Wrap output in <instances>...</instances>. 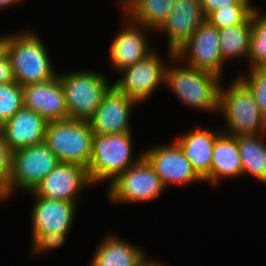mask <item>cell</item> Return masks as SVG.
Listing matches in <instances>:
<instances>
[{
  "instance_id": "cell-1",
  "label": "cell",
  "mask_w": 266,
  "mask_h": 266,
  "mask_svg": "<svg viewBox=\"0 0 266 266\" xmlns=\"http://www.w3.org/2000/svg\"><path fill=\"white\" fill-rule=\"evenodd\" d=\"M1 46L9 55L14 81L21 87L50 80L58 74L43 40L30 28L4 34Z\"/></svg>"
},
{
  "instance_id": "cell-2",
  "label": "cell",
  "mask_w": 266,
  "mask_h": 266,
  "mask_svg": "<svg viewBox=\"0 0 266 266\" xmlns=\"http://www.w3.org/2000/svg\"><path fill=\"white\" fill-rule=\"evenodd\" d=\"M170 63L165 74L166 88L169 87L192 110L218 113L219 88L223 79L213 73L182 65L175 56Z\"/></svg>"
},
{
  "instance_id": "cell-3",
  "label": "cell",
  "mask_w": 266,
  "mask_h": 266,
  "mask_svg": "<svg viewBox=\"0 0 266 266\" xmlns=\"http://www.w3.org/2000/svg\"><path fill=\"white\" fill-rule=\"evenodd\" d=\"M132 133L93 135L92 155L87 166V173L94 186L108 182L110 185L143 157V151L137 154L136 157L133 155Z\"/></svg>"
},
{
  "instance_id": "cell-4",
  "label": "cell",
  "mask_w": 266,
  "mask_h": 266,
  "mask_svg": "<svg viewBox=\"0 0 266 266\" xmlns=\"http://www.w3.org/2000/svg\"><path fill=\"white\" fill-rule=\"evenodd\" d=\"M218 113L226 124V131L231 136H249L266 133V120L255 102L248 87L235 77L227 84L220 85Z\"/></svg>"
},
{
  "instance_id": "cell-5",
  "label": "cell",
  "mask_w": 266,
  "mask_h": 266,
  "mask_svg": "<svg viewBox=\"0 0 266 266\" xmlns=\"http://www.w3.org/2000/svg\"><path fill=\"white\" fill-rule=\"evenodd\" d=\"M64 88L68 118L88 121L96 112L103 96L113 85L104 73L96 70L58 72Z\"/></svg>"
},
{
  "instance_id": "cell-6",
  "label": "cell",
  "mask_w": 266,
  "mask_h": 266,
  "mask_svg": "<svg viewBox=\"0 0 266 266\" xmlns=\"http://www.w3.org/2000/svg\"><path fill=\"white\" fill-rule=\"evenodd\" d=\"M93 135L89 121L65 118L48 122L44 141L60 163L78 164L87 169Z\"/></svg>"
},
{
  "instance_id": "cell-7",
  "label": "cell",
  "mask_w": 266,
  "mask_h": 266,
  "mask_svg": "<svg viewBox=\"0 0 266 266\" xmlns=\"http://www.w3.org/2000/svg\"><path fill=\"white\" fill-rule=\"evenodd\" d=\"M157 49L147 57L131 67L121 70L113 85L127 97L134 99L138 104L144 103L154 94L157 88L165 85V74L168 62L175 53L167 49L169 59H163ZM166 61V62H165Z\"/></svg>"
},
{
  "instance_id": "cell-8",
  "label": "cell",
  "mask_w": 266,
  "mask_h": 266,
  "mask_svg": "<svg viewBox=\"0 0 266 266\" xmlns=\"http://www.w3.org/2000/svg\"><path fill=\"white\" fill-rule=\"evenodd\" d=\"M107 198L111 203L134 204L151 202L166 190L159 176L142 157L107 186Z\"/></svg>"
},
{
  "instance_id": "cell-9",
  "label": "cell",
  "mask_w": 266,
  "mask_h": 266,
  "mask_svg": "<svg viewBox=\"0 0 266 266\" xmlns=\"http://www.w3.org/2000/svg\"><path fill=\"white\" fill-rule=\"evenodd\" d=\"M58 164L56 155L45 141L13 151L9 199L19 190L23 193L33 191Z\"/></svg>"
},
{
  "instance_id": "cell-10",
  "label": "cell",
  "mask_w": 266,
  "mask_h": 266,
  "mask_svg": "<svg viewBox=\"0 0 266 266\" xmlns=\"http://www.w3.org/2000/svg\"><path fill=\"white\" fill-rule=\"evenodd\" d=\"M175 57L187 66L223 78L225 63L221 56L218 29L207 20L175 52Z\"/></svg>"
},
{
  "instance_id": "cell-11",
  "label": "cell",
  "mask_w": 266,
  "mask_h": 266,
  "mask_svg": "<svg viewBox=\"0 0 266 266\" xmlns=\"http://www.w3.org/2000/svg\"><path fill=\"white\" fill-rule=\"evenodd\" d=\"M143 157L152 166L165 189L171 185L204 182L193 170L183 151L173 140L143 149Z\"/></svg>"
},
{
  "instance_id": "cell-12",
  "label": "cell",
  "mask_w": 266,
  "mask_h": 266,
  "mask_svg": "<svg viewBox=\"0 0 266 266\" xmlns=\"http://www.w3.org/2000/svg\"><path fill=\"white\" fill-rule=\"evenodd\" d=\"M122 15L124 16L123 28L116 33L108 50V60L118 74L121 70L144 59L156 49L149 44L147 38V34L152 31L132 21L125 14Z\"/></svg>"
},
{
  "instance_id": "cell-13",
  "label": "cell",
  "mask_w": 266,
  "mask_h": 266,
  "mask_svg": "<svg viewBox=\"0 0 266 266\" xmlns=\"http://www.w3.org/2000/svg\"><path fill=\"white\" fill-rule=\"evenodd\" d=\"M92 186L86 168L78 164L59 162L33 192L38 197L77 202L82 196L81 192Z\"/></svg>"
},
{
  "instance_id": "cell-14",
  "label": "cell",
  "mask_w": 266,
  "mask_h": 266,
  "mask_svg": "<svg viewBox=\"0 0 266 266\" xmlns=\"http://www.w3.org/2000/svg\"><path fill=\"white\" fill-rule=\"evenodd\" d=\"M139 105L112 85L88 120L94 134L112 135L131 131V112ZM133 109V110H132Z\"/></svg>"
},
{
  "instance_id": "cell-15",
  "label": "cell",
  "mask_w": 266,
  "mask_h": 266,
  "mask_svg": "<svg viewBox=\"0 0 266 266\" xmlns=\"http://www.w3.org/2000/svg\"><path fill=\"white\" fill-rule=\"evenodd\" d=\"M27 193L35 201L31 209L32 234L70 233L75 223L77 202L38 197L33 191Z\"/></svg>"
},
{
  "instance_id": "cell-16",
  "label": "cell",
  "mask_w": 266,
  "mask_h": 266,
  "mask_svg": "<svg viewBox=\"0 0 266 266\" xmlns=\"http://www.w3.org/2000/svg\"><path fill=\"white\" fill-rule=\"evenodd\" d=\"M23 106L49 121L68 118L64 88L58 74L47 81L22 87Z\"/></svg>"
},
{
  "instance_id": "cell-17",
  "label": "cell",
  "mask_w": 266,
  "mask_h": 266,
  "mask_svg": "<svg viewBox=\"0 0 266 266\" xmlns=\"http://www.w3.org/2000/svg\"><path fill=\"white\" fill-rule=\"evenodd\" d=\"M205 20L199 0H176L158 33L165 34L168 50L175 53Z\"/></svg>"
},
{
  "instance_id": "cell-18",
  "label": "cell",
  "mask_w": 266,
  "mask_h": 266,
  "mask_svg": "<svg viewBox=\"0 0 266 266\" xmlns=\"http://www.w3.org/2000/svg\"><path fill=\"white\" fill-rule=\"evenodd\" d=\"M222 133L206 126H196L185 131L174 140L183 151L193 170L205 182L210 184L212 151L216 138Z\"/></svg>"
},
{
  "instance_id": "cell-19",
  "label": "cell",
  "mask_w": 266,
  "mask_h": 266,
  "mask_svg": "<svg viewBox=\"0 0 266 266\" xmlns=\"http://www.w3.org/2000/svg\"><path fill=\"white\" fill-rule=\"evenodd\" d=\"M47 125L45 118L23 106L4 123L3 137L13 152L44 141Z\"/></svg>"
},
{
  "instance_id": "cell-20",
  "label": "cell",
  "mask_w": 266,
  "mask_h": 266,
  "mask_svg": "<svg viewBox=\"0 0 266 266\" xmlns=\"http://www.w3.org/2000/svg\"><path fill=\"white\" fill-rule=\"evenodd\" d=\"M118 236L107 233L94 251L88 266H136L147 252Z\"/></svg>"
},
{
  "instance_id": "cell-21",
  "label": "cell",
  "mask_w": 266,
  "mask_h": 266,
  "mask_svg": "<svg viewBox=\"0 0 266 266\" xmlns=\"http://www.w3.org/2000/svg\"><path fill=\"white\" fill-rule=\"evenodd\" d=\"M243 176L237 137L222 132L215 140L210 168V185L218 186L223 179ZM222 179V180H221Z\"/></svg>"
},
{
  "instance_id": "cell-22",
  "label": "cell",
  "mask_w": 266,
  "mask_h": 266,
  "mask_svg": "<svg viewBox=\"0 0 266 266\" xmlns=\"http://www.w3.org/2000/svg\"><path fill=\"white\" fill-rule=\"evenodd\" d=\"M176 0H131L121 11L129 19L157 33L166 23Z\"/></svg>"
},
{
  "instance_id": "cell-23",
  "label": "cell",
  "mask_w": 266,
  "mask_h": 266,
  "mask_svg": "<svg viewBox=\"0 0 266 266\" xmlns=\"http://www.w3.org/2000/svg\"><path fill=\"white\" fill-rule=\"evenodd\" d=\"M266 133L238 136L237 144L243 168V176H253L266 184Z\"/></svg>"
},
{
  "instance_id": "cell-24",
  "label": "cell",
  "mask_w": 266,
  "mask_h": 266,
  "mask_svg": "<svg viewBox=\"0 0 266 266\" xmlns=\"http://www.w3.org/2000/svg\"><path fill=\"white\" fill-rule=\"evenodd\" d=\"M251 32L252 15L243 24L218 30L221 56L224 63L240 58L247 60L250 50Z\"/></svg>"
},
{
  "instance_id": "cell-25",
  "label": "cell",
  "mask_w": 266,
  "mask_h": 266,
  "mask_svg": "<svg viewBox=\"0 0 266 266\" xmlns=\"http://www.w3.org/2000/svg\"><path fill=\"white\" fill-rule=\"evenodd\" d=\"M248 69L266 68V12L255 7L252 12L250 50L247 57Z\"/></svg>"
},
{
  "instance_id": "cell-26",
  "label": "cell",
  "mask_w": 266,
  "mask_h": 266,
  "mask_svg": "<svg viewBox=\"0 0 266 266\" xmlns=\"http://www.w3.org/2000/svg\"><path fill=\"white\" fill-rule=\"evenodd\" d=\"M252 4L253 2H236L211 12L206 20L218 30L243 24L251 17L255 9Z\"/></svg>"
},
{
  "instance_id": "cell-27",
  "label": "cell",
  "mask_w": 266,
  "mask_h": 266,
  "mask_svg": "<svg viewBox=\"0 0 266 266\" xmlns=\"http://www.w3.org/2000/svg\"><path fill=\"white\" fill-rule=\"evenodd\" d=\"M247 71V75L241 71L237 76L253 94L261 115L266 120V68H250Z\"/></svg>"
},
{
  "instance_id": "cell-28",
  "label": "cell",
  "mask_w": 266,
  "mask_h": 266,
  "mask_svg": "<svg viewBox=\"0 0 266 266\" xmlns=\"http://www.w3.org/2000/svg\"><path fill=\"white\" fill-rule=\"evenodd\" d=\"M22 107V87L16 81L0 84V119L7 122Z\"/></svg>"
},
{
  "instance_id": "cell-29",
  "label": "cell",
  "mask_w": 266,
  "mask_h": 266,
  "mask_svg": "<svg viewBox=\"0 0 266 266\" xmlns=\"http://www.w3.org/2000/svg\"><path fill=\"white\" fill-rule=\"evenodd\" d=\"M68 237V234L60 233H42V234H32L31 242V253L36 256L38 254H45L54 251V249L60 248Z\"/></svg>"
},
{
  "instance_id": "cell-30",
  "label": "cell",
  "mask_w": 266,
  "mask_h": 266,
  "mask_svg": "<svg viewBox=\"0 0 266 266\" xmlns=\"http://www.w3.org/2000/svg\"><path fill=\"white\" fill-rule=\"evenodd\" d=\"M12 151L8 148L4 137L0 136V187L9 198V186L11 181Z\"/></svg>"
},
{
  "instance_id": "cell-31",
  "label": "cell",
  "mask_w": 266,
  "mask_h": 266,
  "mask_svg": "<svg viewBox=\"0 0 266 266\" xmlns=\"http://www.w3.org/2000/svg\"><path fill=\"white\" fill-rule=\"evenodd\" d=\"M14 74L9 55L5 49L0 47V84L13 82Z\"/></svg>"
},
{
  "instance_id": "cell-32",
  "label": "cell",
  "mask_w": 266,
  "mask_h": 266,
  "mask_svg": "<svg viewBox=\"0 0 266 266\" xmlns=\"http://www.w3.org/2000/svg\"><path fill=\"white\" fill-rule=\"evenodd\" d=\"M205 17L211 12L219 10L222 7L235 4L236 2H252L251 0H199Z\"/></svg>"
},
{
  "instance_id": "cell-33",
  "label": "cell",
  "mask_w": 266,
  "mask_h": 266,
  "mask_svg": "<svg viewBox=\"0 0 266 266\" xmlns=\"http://www.w3.org/2000/svg\"><path fill=\"white\" fill-rule=\"evenodd\" d=\"M155 260L156 259L151 260V258H148L147 255H145L136 266H168L167 263H162V260Z\"/></svg>"
},
{
  "instance_id": "cell-34",
  "label": "cell",
  "mask_w": 266,
  "mask_h": 266,
  "mask_svg": "<svg viewBox=\"0 0 266 266\" xmlns=\"http://www.w3.org/2000/svg\"><path fill=\"white\" fill-rule=\"evenodd\" d=\"M21 1L24 2V0H0V9H7L9 7H13V5H16L21 3Z\"/></svg>"
},
{
  "instance_id": "cell-35",
  "label": "cell",
  "mask_w": 266,
  "mask_h": 266,
  "mask_svg": "<svg viewBox=\"0 0 266 266\" xmlns=\"http://www.w3.org/2000/svg\"><path fill=\"white\" fill-rule=\"evenodd\" d=\"M6 200H9L6 192L0 187V202H4Z\"/></svg>"
},
{
  "instance_id": "cell-36",
  "label": "cell",
  "mask_w": 266,
  "mask_h": 266,
  "mask_svg": "<svg viewBox=\"0 0 266 266\" xmlns=\"http://www.w3.org/2000/svg\"><path fill=\"white\" fill-rule=\"evenodd\" d=\"M131 0H118V3H120V7H122L121 10H123L130 2Z\"/></svg>"
},
{
  "instance_id": "cell-37",
  "label": "cell",
  "mask_w": 266,
  "mask_h": 266,
  "mask_svg": "<svg viewBox=\"0 0 266 266\" xmlns=\"http://www.w3.org/2000/svg\"><path fill=\"white\" fill-rule=\"evenodd\" d=\"M4 122L0 119V136H3Z\"/></svg>"
}]
</instances>
